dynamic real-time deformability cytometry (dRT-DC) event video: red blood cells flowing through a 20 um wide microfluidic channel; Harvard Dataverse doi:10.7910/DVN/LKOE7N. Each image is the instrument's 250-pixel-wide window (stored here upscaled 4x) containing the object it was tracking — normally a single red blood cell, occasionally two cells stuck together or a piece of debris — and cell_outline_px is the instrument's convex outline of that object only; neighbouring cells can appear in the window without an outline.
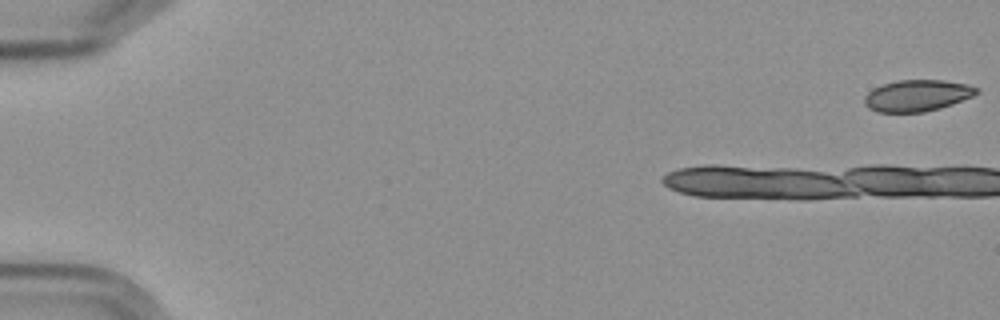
{"species": "Egyptian fruit bat (a non-hibernating species)", "species_latin": "Rousettus aegyptiacus", "temperature_condition": "cold", "stored_images_in_passage": 5, "camera_frame_rate_fps": 3000, "um_per_image_px": 0.085, "frame": {"image": 1, "passage_image": 1, "time_ms": 0.0, "image_size_px": [1000, 320], "cell_outline_px": [[980, 92], [972, 96], [952, 104], [940, 108], [924, 112], [876, 112], [868, 108], [864, 104], [864, 96], [872, 88], [884, 84], [900, 80], [944, 80], [968, 84], [980, 88]], "centroid_in_image_um": [77.96, 8.12], "position_along_channel_um": 7.0, "area_um2": 20.69}}